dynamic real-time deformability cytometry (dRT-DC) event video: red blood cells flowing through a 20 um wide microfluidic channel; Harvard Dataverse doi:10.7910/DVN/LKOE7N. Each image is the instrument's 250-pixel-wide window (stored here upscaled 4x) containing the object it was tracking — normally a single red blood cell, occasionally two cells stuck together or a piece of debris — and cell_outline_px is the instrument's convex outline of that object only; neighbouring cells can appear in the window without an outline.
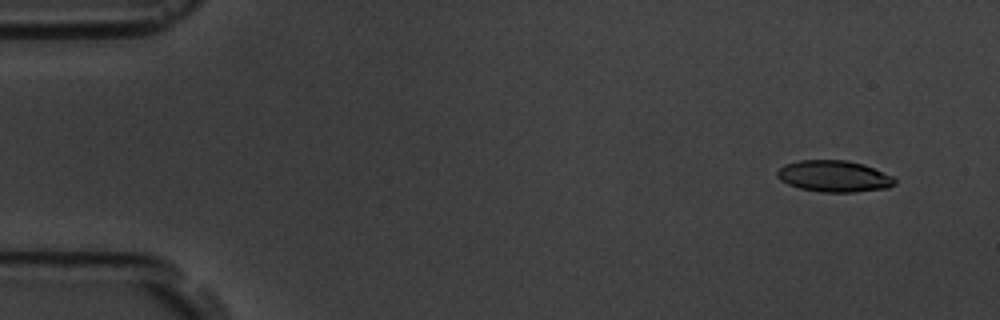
{"species": "common noctule bat (a hibernating species)", "species_latin": "Nyctalus noctula", "temperature_condition": "room temperature", "stored_images_in_passage": 8, "camera_frame_rate_fps": 3000, "um_per_image_px": 0.085, "animal": {"sex": "male", "body_mass_g": 19.5, "forearm_length_mm": 54.6}, "frame": {"image": 1, "passage_image": 2, "time_ms": 1.0, "image_size_px": [1000, 320], "cell_outline_px": [[896, 184], [888, 188], [852, 192], [820, 192], [800, 188], [788, 184], [780, 180], [776, 176], [776, 172], [784, 164], [800, 160], [848, 160], [864, 164], [892, 176], [896, 180]], "centroid_in_image_um": [70.88, 14.98], "position_along_channel_um": 14.1, "area_um2": 21.62}}
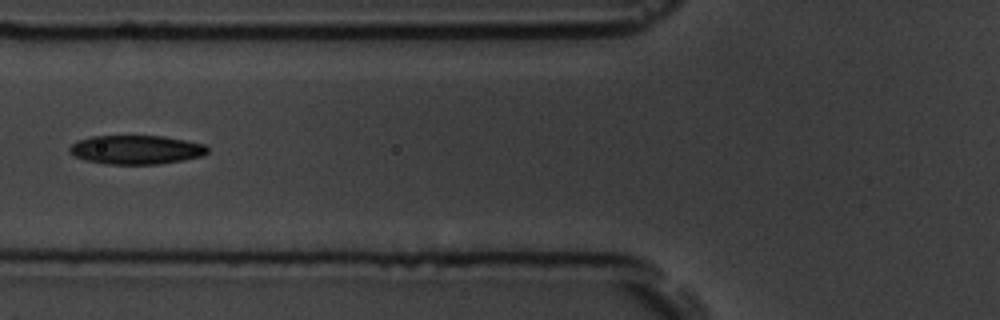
{"frame": {"image": 2, "passage_image": 7, "time_ms": 7.0, "image_size_px": [1000, 320], "cell_outline_px": [[208, 152], [200, 156], [180, 160], [156, 164], [108, 164], [84, 160], [68, 152], [68, 148], [72, 144], [80, 140], [92, 136], [164, 136], [204, 144], [208, 148]], "centroid_in_image_um": [11.54, 12.72], "position_along_channel_um": 114.3, "area_um2": 23.0}}
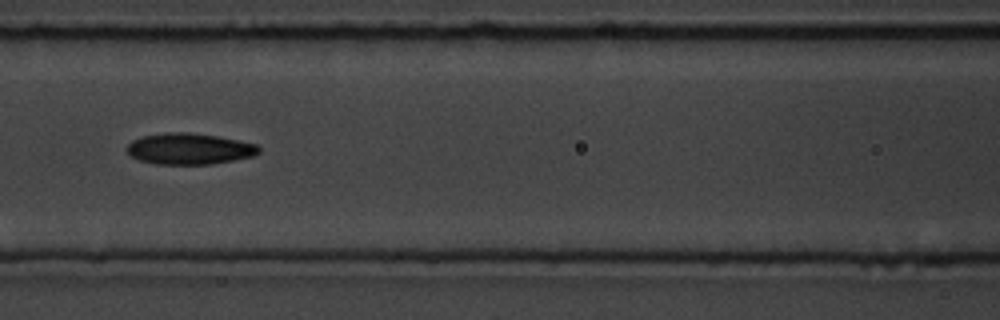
{"frame": {"image": 3, "passage_image": 8, "time_ms": 8.0, "image_size_px": [1000, 320], "cell_outline_px": [[260, 152], [256, 156], [212, 164], [156, 164], [140, 160], [132, 156], [124, 148], [132, 140], [144, 136], [168, 132], [188, 132], [216, 136], [240, 140], [256, 144], [260, 148]], "centroid_in_image_um": [16.12, 12.65], "position_along_channel_um": 150.5, "area_um2": 24.04}}